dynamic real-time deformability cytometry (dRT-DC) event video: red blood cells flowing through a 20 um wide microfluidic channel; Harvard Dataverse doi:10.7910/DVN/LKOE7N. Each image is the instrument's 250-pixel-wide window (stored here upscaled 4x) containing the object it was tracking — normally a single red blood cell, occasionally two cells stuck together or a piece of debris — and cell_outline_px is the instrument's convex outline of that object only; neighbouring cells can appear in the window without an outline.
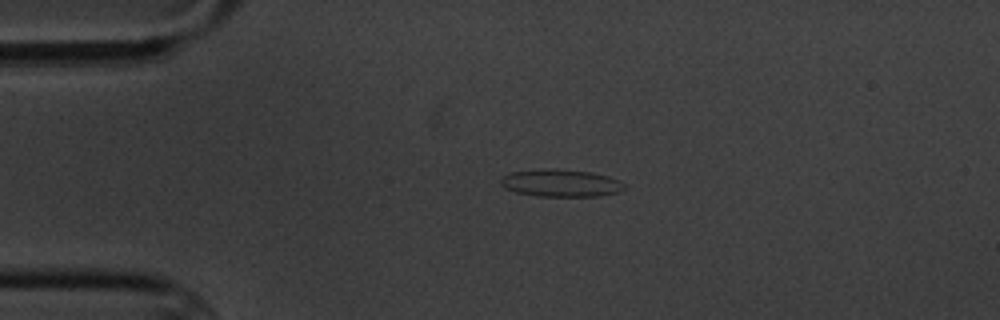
{"species": "common noctule bat (a hibernating species)", "species_latin": "Nyctalus noctula", "temperature_condition": "cold", "stored_images_in_passage": 3, "camera_frame_rate_fps": 3000, "um_per_image_px": 0.085, "animal": {"sex": "male", "body_mass_g": 20.1, "forearm_length_mm": 53.5}, "frame": {"image": 1, "passage_image": 1, "time_ms": 0.0, "image_size_px": [1000, 320], "cell_outline_px": [[628, 188], [620, 192], [596, 196], [536, 196], [516, 192], [504, 188], [500, 184], [500, 180], [504, 176], [512, 172], [544, 168], [552, 168], [592, 172], [608, 176], [620, 180]], "centroid_in_image_um": [47.7, 15.56], "position_along_channel_um": 37.3, "area_um2": 19.94}}
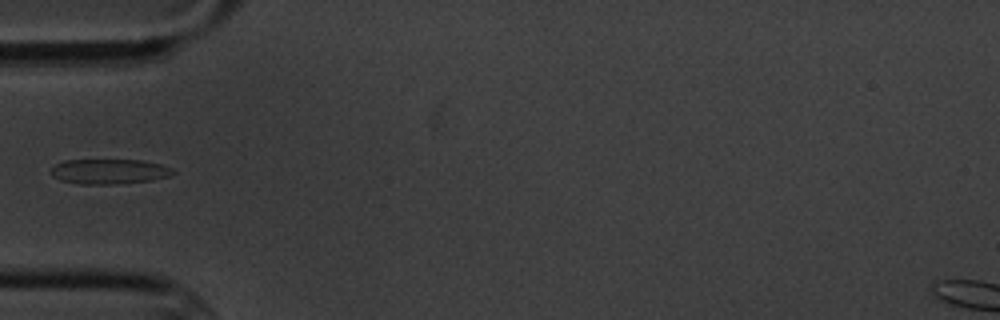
{"frame": {"image": 2, "passage_image": 3, "time_ms": 2.0, "image_size_px": [1000, 320], "cell_outline_px": [[176, 172], [168, 176], [152, 180], [116, 184], [80, 184], [60, 180], [52, 176], [48, 172], [56, 164], [64, 160], [140, 160], [160, 164], [172, 168]], "centroid_in_image_um": [9.25, 14.58], "position_along_channel_um": 75.8, "area_um2": 17.8}}